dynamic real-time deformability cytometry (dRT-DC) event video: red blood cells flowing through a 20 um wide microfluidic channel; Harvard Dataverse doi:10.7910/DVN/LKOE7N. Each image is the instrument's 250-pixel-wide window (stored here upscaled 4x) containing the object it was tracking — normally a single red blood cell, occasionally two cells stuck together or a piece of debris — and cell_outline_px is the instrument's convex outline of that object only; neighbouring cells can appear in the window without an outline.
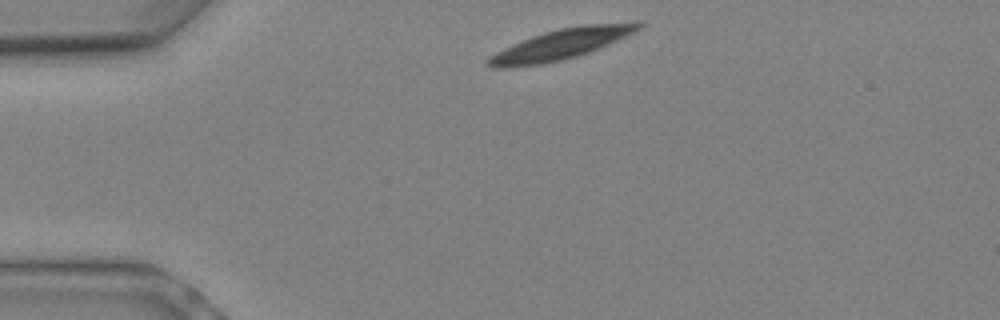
{"species": "Egyptian fruit bat (a non-hibernating species)", "species_latin": "Rousettus aegyptiacus", "temperature_condition": "warm", "stored_images_in_passage": 10, "camera_frame_rate_fps": 3000, "um_per_image_px": 0.085, "animal": {"sex": "female"}, "frame": {"image": 1, "passage_image": 1, "time_ms": 0.0, "image_size_px": [1000, 320], "cell_outline_px": [[644, 28], [636, 32], [588, 52], [576, 56], [560, 60], [540, 64], [508, 68], [500, 68], [484, 64], [484, 60], [488, 56], [512, 44], [532, 36], [544, 32], [560, 28], [584, 24], [636, 20], [644, 20]], "centroid_in_image_um": [47.77, 3.71], "position_along_channel_um": 37.2, "area_um2": 26.99}}
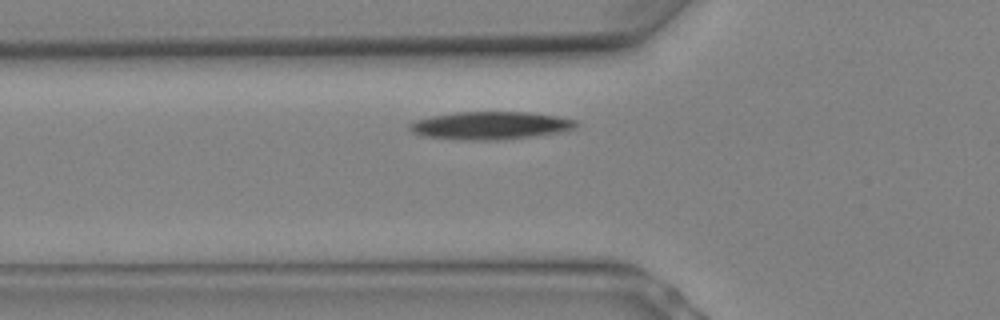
{"frame": {"image": 2, "passage_image": 4, "time_ms": 1.0, "image_size_px": [1000, 320], "cell_outline_px": [[580, 124], [576, 128], [564, 132], [536, 136], [500, 140], [464, 140], [424, 136], [412, 132], [408, 128], [408, 124], [416, 120], [432, 116], [456, 112], [528, 112], [556, 116], [576, 120]], "centroid_in_image_um": [41.73, 10.67], "position_along_channel_um": 84.1, "area_um2": 27.22}}